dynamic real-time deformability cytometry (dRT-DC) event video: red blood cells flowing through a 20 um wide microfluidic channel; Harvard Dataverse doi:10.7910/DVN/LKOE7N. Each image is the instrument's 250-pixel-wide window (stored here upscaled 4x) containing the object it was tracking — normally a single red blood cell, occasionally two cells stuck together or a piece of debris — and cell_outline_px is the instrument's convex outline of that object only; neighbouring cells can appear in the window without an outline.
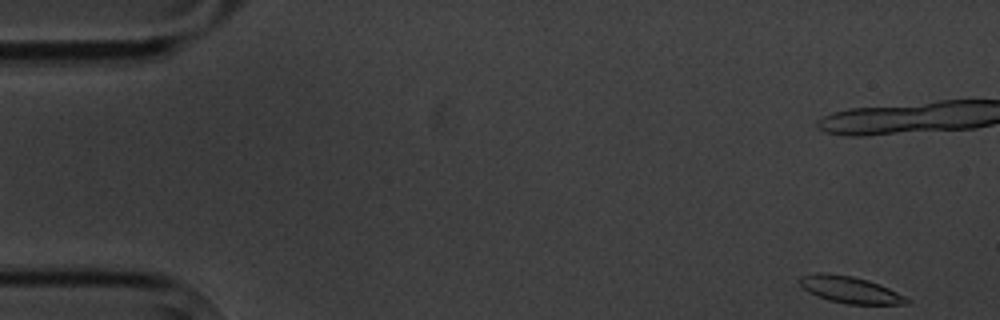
{"species": "common noctule bat (a hibernating species)", "species_latin": "Nyctalus noctula", "temperature_condition": "cold", "stored_images_in_passage": 6, "camera_frame_rate_fps": 3000, "um_per_image_px": 0.085, "animal": {"sex": "male", "body_mass_g": 20.1, "forearm_length_mm": 53.5}, "frame": {"image": 1, "passage_image": 1, "time_ms": 0.0, "image_size_px": [1000, 320], "cell_outline_px": [[912, 304], [844, 304], [828, 300], [816, 296], [808, 292], [796, 280], [800, 276], [816, 272], [824, 272], [852, 276], [868, 280], [888, 288], [912, 300]], "centroid_in_image_um": [72.22, 24.62], "position_along_channel_um": 12.8, "area_um2": 16.88}}
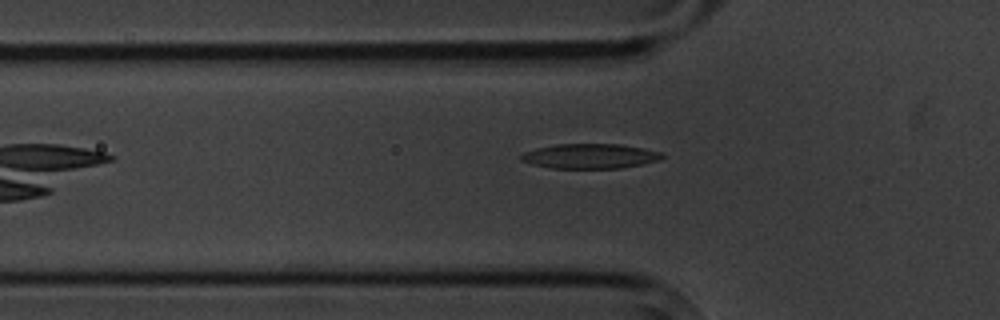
{"frame": {"image": 2, "passage_image": 6, "time_ms": 6.667, "image_size_px": [1000, 320], "cell_outline_px": [[664, 156], [660, 160], [620, 168], [552, 168], [532, 164], [520, 160], [520, 156], [524, 152], [536, 148], [556, 144], [620, 144], [644, 148], [660, 152]], "centroid_in_image_um": [50.14, 13.26], "position_along_channel_um": 75.7, "area_um2": 20.29}}